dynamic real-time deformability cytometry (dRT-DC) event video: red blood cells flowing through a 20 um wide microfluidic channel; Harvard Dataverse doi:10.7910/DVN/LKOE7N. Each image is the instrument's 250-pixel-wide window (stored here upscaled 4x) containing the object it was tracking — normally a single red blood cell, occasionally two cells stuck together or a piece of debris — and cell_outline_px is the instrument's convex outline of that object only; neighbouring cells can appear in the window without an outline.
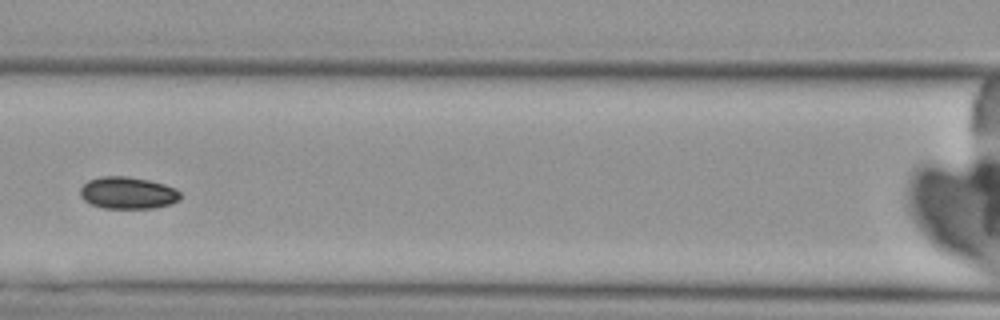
{"species": "Egyptian fruit bat (a non-hibernating species)", "species_latin": "Rousettus aegyptiacus", "temperature_condition": "cold", "stored_images_in_passage": 6, "camera_frame_rate_fps": 3000, "um_per_image_px": 0.085, "animal": {"sex": "female"}, "frame": {"image": 1, "passage_image": 4, "time_ms": 3.667, "image_size_px": [1000, 320], "cell_outline_px": [[180, 200], [172, 204], [152, 208], [104, 208], [92, 204], [84, 200], [80, 196], [80, 188], [88, 180], [100, 176], [128, 176], [148, 180], [164, 184], [176, 188], [180, 192]], "centroid_in_image_um": [10.87, 16.39], "position_along_channel_um": 155.7, "area_um2": 18.79}}
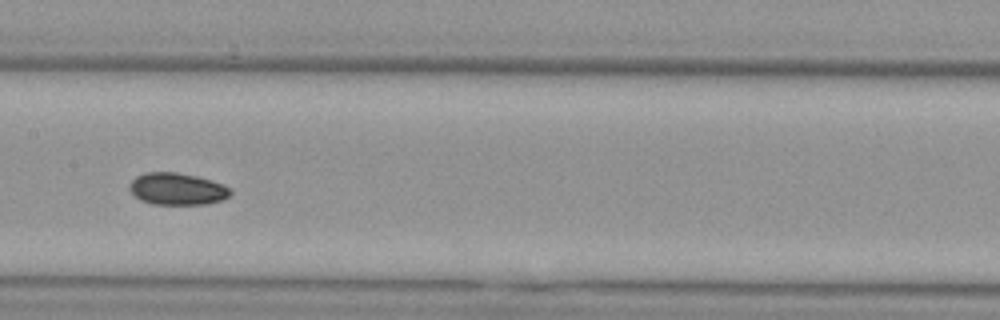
{"frame": {"image": 2, "passage_image": 5, "time_ms": 4.667, "image_size_px": [1000, 320], "cell_outline_px": [[232, 192], [224, 200], [208, 204], [152, 204], [140, 200], [128, 188], [128, 184], [136, 176], [144, 172], [176, 172], [196, 176], [224, 184]], "centroid_in_image_um": [15.04, 16.06], "position_along_channel_um": 192.4, "area_um2": 18.9}}